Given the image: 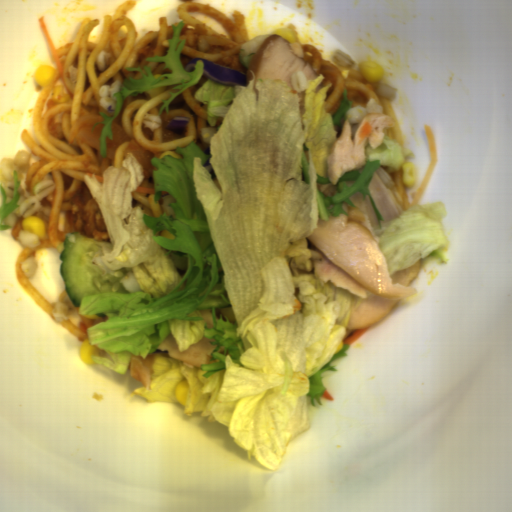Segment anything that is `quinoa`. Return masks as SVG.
I'll return each instance as SVG.
<instances>
[{
  "mask_svg": "<svg viewBox=\"0 0 512 512\" xmlns=\"http://www.w3.org/2000/svg\"><path fill=\"white\" fill-rule=\"evenodd\" d=\"M122 84L119 79L114 80L111 85H102L98 91L99 96L101 97L99 100V104L103 109L107 111V109L111 106V110L115 109L117 103V96H113V93H117L121 90Z\"/></svg>",
  "mask_w": 512,
  "mask_h": 512,
  "instance_id": "obj_4",
  "label": "quinoa"
},
{
  "mask_svg": "<svg viewBox=\"0 0 512 512\" xmlns=\"http://www.w3.org/2000/svg\"><path fill=\"white\" fill-rule=\"evenodd\" d=\"M144 124V128L157 130L160 128L162 123V117L158 114H144L142 117V122Z\"/></svg>",
  "mask_w": 512,
  "mask_h": 512,
  "instance_id": "obj_10",
  "label": "quinoa"
},
{
  "mask_svg": "<svg viewBox=\"0 0 512 512\" xmlns=\"http://www.w3.org/2000/svg\"><path fill=\"white\" fill-rule=\"evenodd\" d=\"M18 242L21 246H24L26 248H35L39 246V238L38 235H36L34 232L22 230L19 231L16 236Z\"/></svg>",
  "mask_w": 512,
  "mask_h": 512,
  "instance_id": "obj_7",
  "label": "quinoa"
},
{
  "mask_svg": "<svg viewBox=\"0 0 512 512\" xmlns=\"http://www.w3.org/2000/svg\"><path fill=\"white\" fill-rule=\"evenodd\" d=\"M290 83L293 90L298 94L308 88V77L303 71H295L290 76Z\"/></svg>",
  "mask_w": 512,
  "mask_h": 512,
  "instance_id": "obj_6",
  "label": "quinoa"
},
{
  "mask_svg": "<svg viewBox=\"0 0 512 512\" xmlns=\"http://www.w3.org/2000/svg\"><path fill=\"white\" fill-rule=\"evenodd\" d=\"M55 189L56 186L53 179L39 180L33 187V195H30L25 189L19 186L17 191L20 197L16 204L20 206L10 213L1 224H8L13 227L16 226L18 218L26 219L28 216H32L41 209L42 205L40 201L51 194Z\"/></svg>",
  "mask_w": 512,
  "mask_h": 512,
  "instance_id": "obj_1",
  "label": "quinoa"
},
{
  "mask_svg": "<svg viewBox=\"0 0 512 512\" xmlns=\"http://www.w3.org/2000/svg\"><path fill=\"white\" fill-rule=\"evenodd\" d=\"M384 106L377 104L375 97H371L366 107H362L361 105L352 106L347 110V119L351 123V135L354 138L358 125L362 121V119L368 115L369 113H382L383 114Z\"/></svg>",
  "mask_w": 512,
  "mask_h": 512,
  "instance_id": "obj_3",
  "label": "quinoa"
},
{
  "mask_svg": "<svg viewBox=\"0 0 512 512\" xmlns=\"http://www.w3.org/2000/svg\"><path fill=\"white\" fill-rule=\"evenodd\" d=\"M75 306L69 299L68 295L63 296L58 302L55 303L52 310V317L58 322H65L69 319V312Z\"/></svg>",
  "mask_w": 512,
  "mask_h": 512,
  "instance_id": "obj_5",
  "label": "quinoa"
},
{
  "mask_svg": "<svg viewBox=\"0 0 512 512\" xmlns=\"http://www.w3.org/2000/svg\"><path fill=\"white\" fill-rule=\"evenodd\" d=\"M375 92H376L377 96H380V97L385 98L392 102L396 98L398 89H396L392 86H389L387 84L379 83V84H377V86L375 88Z\"/></svg>",
  "mask_w": 512,
  "mask_h": 512,
  "instance_id": "obj_9",
  "label": "quinoa"
},
{
  "mask_svg": "<svg viewBox=\"0 0 512 512\" xmlns=\"http://www.w3.org/2000/svg\"><path fill=\"white\" fill-rule=\"evenodd\" d=\"M330 59L342 68H351L355 64V60L340 48L331 53Z\"/></svg>",
  "mask_w": 512,
  "mask_h": 512,
  "instance_id": "obj_8",
  "label": "quinoa"
},
{
  "mask_svg": "<svg viewBox=\"0 0 512 512\" xmlns=\"http://www.w3.org/2000/svg\"><path fill=\"white\" fill-rule=\"evenodd\" d=\"M20 267L26 277L30 278L33 276L37 265L32 254L21 262Z\"/></svg>",
  "mask_w": 512,
  "mask_h": 512,
  "instance_id": "obj_11",
  "label": "quinoa"
},
{
  "mask_svg": "<svg viewBox=\"0 0 512 512\" xmlns=\"http://www.w3.org/2000/svg\"><path fill=\"white\" fill-rule=\"evenodd\" d=\"M31 154L25 149H19L13 159L2 157L0 160V171L2 177L6 180L1 185L5 190L6 197L12 198L14 193V175L17 170V177L21 180L22 170H28L31 164Z\"/></svg>",
  "mask_w": 512,
  "mask_h": 512,
  "instance_id": "obj_2",
  "label": "quinoa"
},
{
  "mask_svg": "<svg viewBox=\"0 0 512 512\" xmlns=\"http://www.w3.org/2000/svg\"><path fill=\"white\" fill-rule=\"evenodd\" d=\"M106 64H107V53L105 50H101L96 58V66H97L99 72L106 70Z\"/></svg>",
  "mask_w": 512,
  "mask_h": 512,
  "instance_id": "obj_12",
  "label": "quinoa"
}]
</instances>
